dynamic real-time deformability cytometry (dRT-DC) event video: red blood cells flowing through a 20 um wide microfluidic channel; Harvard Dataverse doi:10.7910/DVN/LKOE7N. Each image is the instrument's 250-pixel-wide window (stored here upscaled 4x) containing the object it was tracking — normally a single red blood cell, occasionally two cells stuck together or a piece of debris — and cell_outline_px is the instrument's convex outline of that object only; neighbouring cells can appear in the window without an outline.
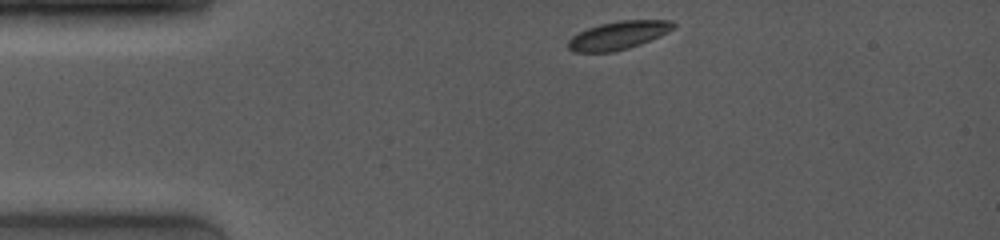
{"species": "common noctule bat (a hibernating species)", "species_latin": "Nyctalus noctula", "temperature_condition": "room temperature", "stored_images_in_passage": 49, "camera_frame_rate_fps": 4000, "um_per_image_px": 0.085, "animal": {"sex": "female", "body_mass_g": 19.0, "forearm_length_mm": 53.3}, "frame": {"image": 1, "passage_image": 1, "time_ms": 0.0, "image_size_px": [1000, 240], "cell_outline_px": [[676, 24], [668, 32], [660, 36], [640, 44], [628, 48], [612, 52], [572, 52], [568, 48], [568, 40], [572, 36], [588, 28], [600, 24], [620, 20], [672, 20]], "centroid_in_image_um": [52.55, 3.0], "position_along_channel_um": 32.4, "area_um2": 17.22}}
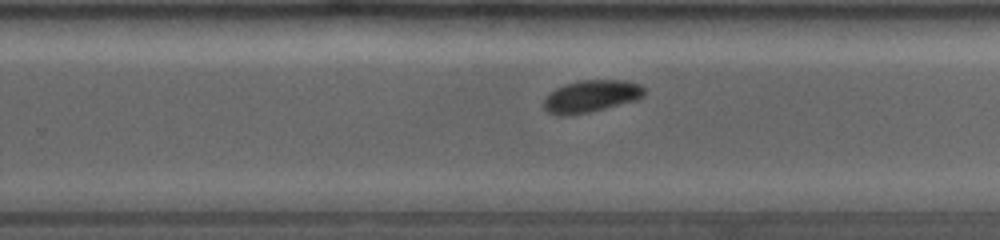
{"frame": {"image": 2, "passage_image": 30, "time_ms": 7.25, "image_size_px": [1000, 240], "cell_outline_px": [[644, 96], [636, 100], [572, 116], [556, 116], [548, 112], [544, 108], [544, 100], [556, 88], [580, 80], [624, 80], [640, 84], [644, 88]], "centroid_in_image_um": [50.25, 8.19], "position_along_channel_um": 279.6, "area_um2": 18.67}}
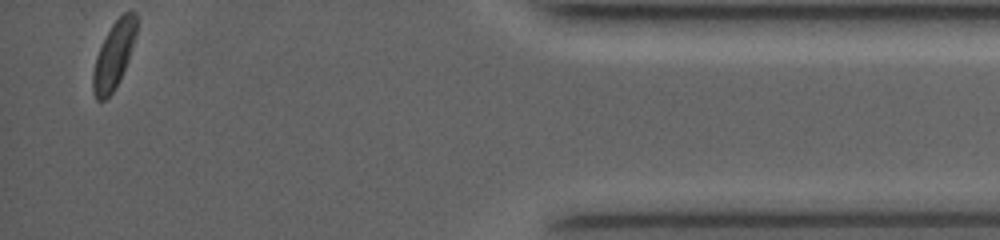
{"frame": {"image": 3, "passage_image": 49, "time_ms": 12.0, "image_size_px": [1000, 240], "cell_outline_px": [[136, 36], [128, 60], [120, 80], [112, 92], [104, 100], [96, 100], [92, 92], [92, 72], [96, 56], [112, 24], [124, 12], [136, 12]], "centroid_in_image_um": [9.66, 4.73], "position_along_channel_um": 425.5, "area_um2": 16.82}, "authors_computed_cell_mechanics": {"area_um2": 18.785, "velocity_mm_per_s": 4.0597, "shape_relaxation_time_tau1_ms": 5.748, "shape_relaxation_time_tau2_ms": null, "deformation_change_tau1": 0.1109, "deformation_change_tau2": null}}